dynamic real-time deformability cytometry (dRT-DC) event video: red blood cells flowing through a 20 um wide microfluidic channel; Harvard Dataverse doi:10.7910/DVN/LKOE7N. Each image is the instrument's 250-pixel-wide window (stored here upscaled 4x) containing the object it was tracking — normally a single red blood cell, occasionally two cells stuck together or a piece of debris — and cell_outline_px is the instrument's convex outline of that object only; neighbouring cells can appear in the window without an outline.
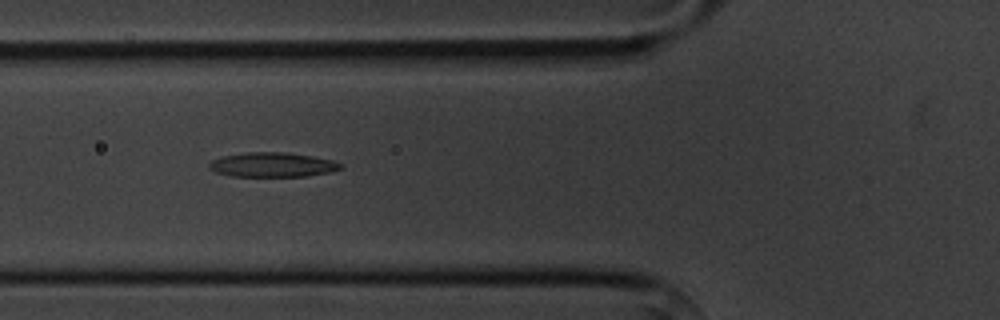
{"species": "common noctule bat (a hibernating species)", "species_latin": "Nyctalus noctula", "temperature_condition": "cold", "stored_images_in_passage": 7, "camera_frame_rate_fps": 3000, "um_per_image_px": 0.085, "animal": {"sex": "male", "body_mass_g": 20.1, "forearm_length_mm": 53.5}, "frame": {"image": 1, "passage_image": 4, "time_ms": 3.333, "image_size_px": [1000, 320], "cell_outline_px": [[344, 168], [328, 172], [308, 176], [232, 176], [216, 172], [208, 168], [208, 164], [212, 160], [224, 156], [244, 152], [288, 152], [312, 156], [332, 160], [340, 164]], "centroid_in_image_um": [23.14, 14.0], "position_along_channel_um": 102.7, "area_um2": 18.73}}
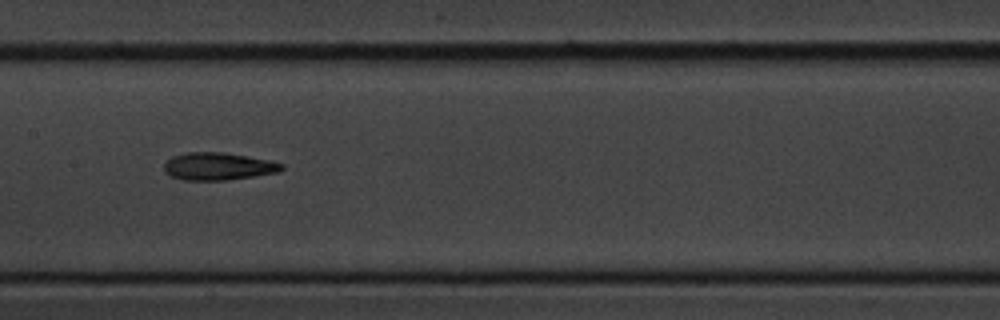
{"frame": {"image": 2, "passage_image": 6, "time_ms": 5.667, "image_size_px": [1000, 320], "cell_outline_px": [[284, 168], [280, 172], [228, 180], [184, 180], [168, 176], [164, 172], [164, 164], [172, 156], [184, 152], [224, 152], [248, 156], [268, 160], [284, 164]], "centroid_in_image_um": [18.53, 14.14], "position_along_channel_um": 188.9, "area_um2": 19.07}}
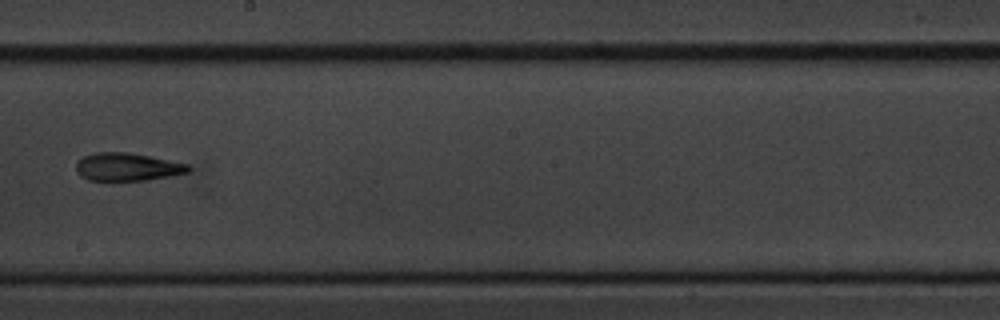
{"frame": {"image": 3, "passage_image": 7, "time_ms": 7.0, "image_size_px": [1000, 320], "cell_outline_px": [[192, 168], [188, 172], [172, 176], [144, 180], [88, 180], [80, 176], [76, 172], [76, 160], [84, 156], [96, 152], [128, 152], [188, 164]], "centroid_in_image_um": [10.79, 14.19], "position_along_channel_um": 237.4, "area_um2": 18.26}}